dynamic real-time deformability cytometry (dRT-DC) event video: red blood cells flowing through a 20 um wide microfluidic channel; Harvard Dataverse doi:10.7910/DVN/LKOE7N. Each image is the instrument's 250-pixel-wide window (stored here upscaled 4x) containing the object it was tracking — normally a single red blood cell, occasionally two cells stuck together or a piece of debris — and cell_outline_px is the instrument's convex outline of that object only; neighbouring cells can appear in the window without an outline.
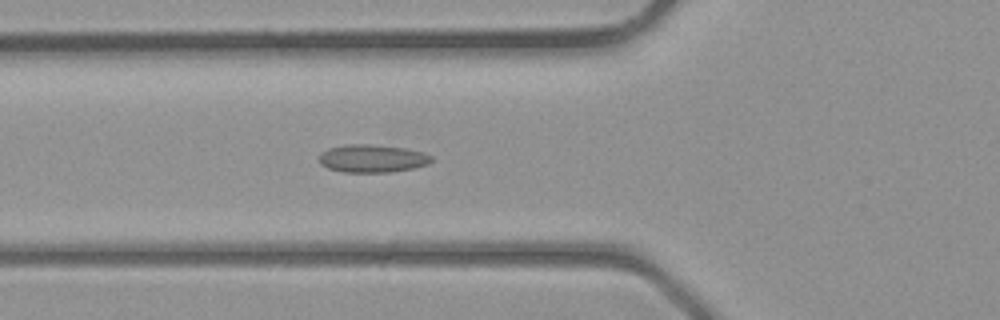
{"species": "common noctule bat (a hibernating species)", "species_latin": "Nyctalus noctula", "temperature_condition": "room temperature", "stored_images_in_passage": 37, "camera_frame_rate_fps": 3000, "um_per_image_px": 0.085, "animal": {"sex": "male", "body_mass_g": 23.1, "forearm_length_mm": 52.7}, "frame": {"image": 1, "passage_image": 11, "time_ms": 3.333, "image_size_px": [1000, 320], "cell_outline_px": [[432, 160], [428, 164], [412, 168], [392, 172], [344, 172], [328, 168], [320, 164], [320, 152], [328, 148], [348, 144], [368, 144], [404, 148], [424, 152], [432, 156]], "centroid_in_image_um": [31.64, 13.47], "position_along_channel_um": 94.2, "area_um2": 18.21}}
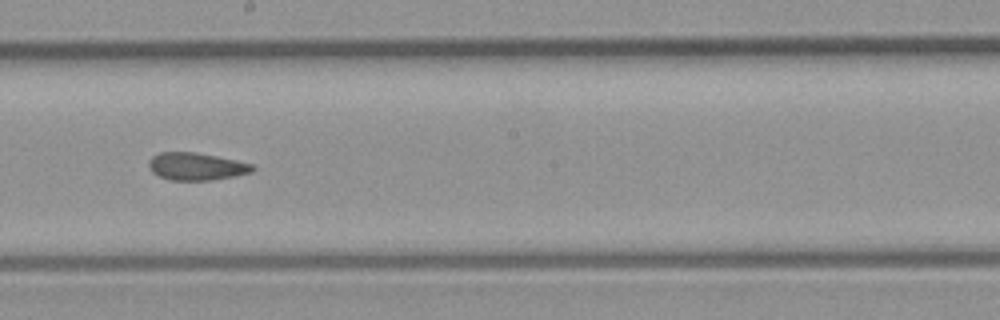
{"frame": {"image": 2, "passage_image": 19, "time_ms": 6.0, "image_size_px": [1000, 320], "cell_outline_px": [[256, 168], [252, 172], [212, 180], [172, 180], [160, 176], [152, 172], [148, 164], [148, 160], [152, 156], [160, 152], [196, 152], [236, 160], [252, 164]], "centroid_in_image_um": [16.68, 14.14], "position_along_channel_um": 231.5, "area_um2": 16.53}}
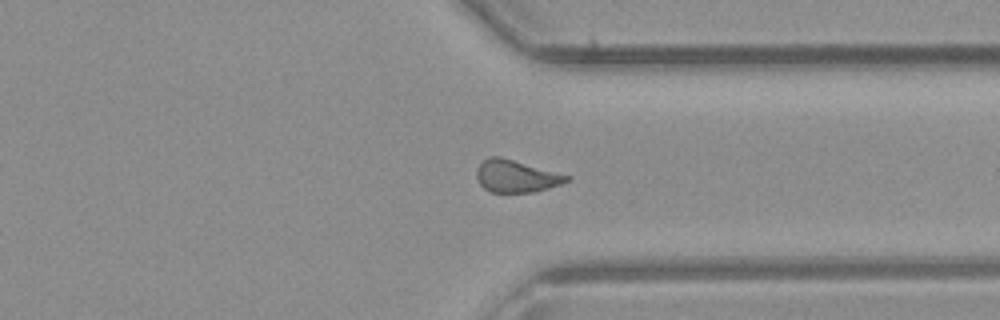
{"frame": {"image": 3, "passage_image": 27, "time_ms": 8.667, "image_size_px": [1000, 320], "cell_outline_px": [[572, 180], [548, 188], [532, 192], [492, 192], [484, 188], [480, 184], [476, 176], [476, 168], [488, 156], [500, 156], [572, 176]], "centroid_in_image_um": [43.88, 14.96], "position_along_channel_um": 367.5, "area_um2": 16.99}}